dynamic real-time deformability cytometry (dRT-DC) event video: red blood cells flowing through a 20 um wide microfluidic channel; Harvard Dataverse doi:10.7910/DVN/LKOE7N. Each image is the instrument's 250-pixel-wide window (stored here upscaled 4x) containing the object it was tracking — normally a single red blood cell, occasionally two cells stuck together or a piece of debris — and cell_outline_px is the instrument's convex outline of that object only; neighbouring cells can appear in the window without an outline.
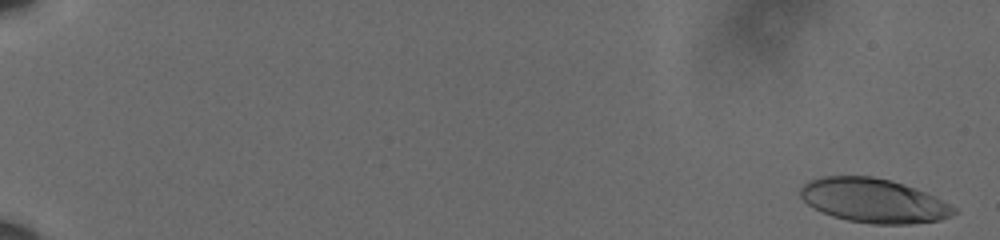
{"species": "human", "species_latin": "Homo sapiens", "temperature_condition": "cold", "stored_images_in_passage": 55, "camera_frame_rate_fps": 3000, "um_per_image_px": 0.085, "donor": {"sex": "male"}, "frame": {"image": 1, "passage_image": 2, "time_ms": 0.333, "image_size_px": [1000, 240], "cell_outline_px": [[960, 212], [952, 216], [940, 220], [908, 224], [872, 224], [848, 220], [832, 216], [808, 204], [800, 196], [800, 188], [808, 180], [820, 176], [872, 176], [892, 180], [904, 184], [924, 192], [956, 208]], "centroid_in_image_um": [74.25, 17.05], "position_along_channel_um": 10.7, "area_um2": 39.36}}
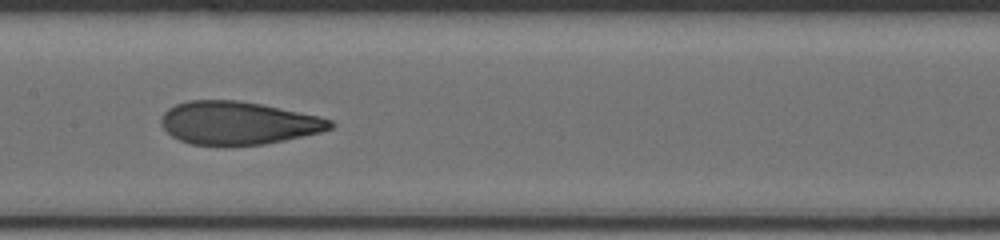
{"frame": {"image": 2, "passage_image": 31, "time_ms": 10.0, "image_size_px": [1000, 240], "cell_outline_px": [[336, 124], [332, 128], [320, 132], [284, 140], [264, 144], [224, 148], [192, 144], [180, 140], [172, 136], [160, 124], [160, 116], [168, 108], [176, 104], [188, 100], [240, 100], [320, 116], [332, 120]], "centroid_in_image_um": [20.21, 10.48], "position_along_channel_um": 187.2, "area_um2": 43.12}}
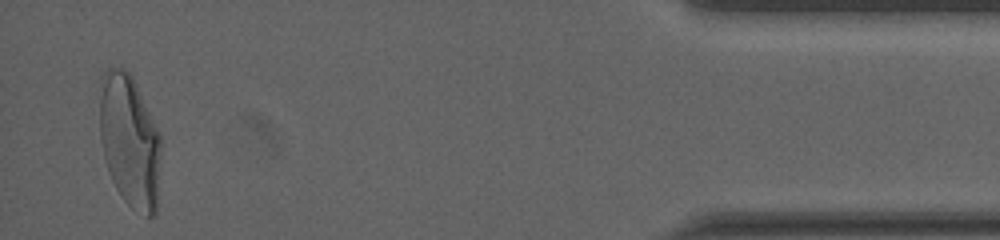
{"frame": {"image": 3, "passage_image": 54, "time_ms": 17.667, "image_size_px": [1000, 240], "cell_outline_px": [[160, 152], [156, 216], [148, 216], [132, 208], [124, 200], [116, 188], [112, 180], [104, 156], [100, 140], [100, 76], [108, 68], [124, 68], [132, 76], [136, 84], [160, 136]], "centroid_in_image_um": [11.0, 11.97], "position_along_channel_um": 424.2, "area_um2": 47.05}}